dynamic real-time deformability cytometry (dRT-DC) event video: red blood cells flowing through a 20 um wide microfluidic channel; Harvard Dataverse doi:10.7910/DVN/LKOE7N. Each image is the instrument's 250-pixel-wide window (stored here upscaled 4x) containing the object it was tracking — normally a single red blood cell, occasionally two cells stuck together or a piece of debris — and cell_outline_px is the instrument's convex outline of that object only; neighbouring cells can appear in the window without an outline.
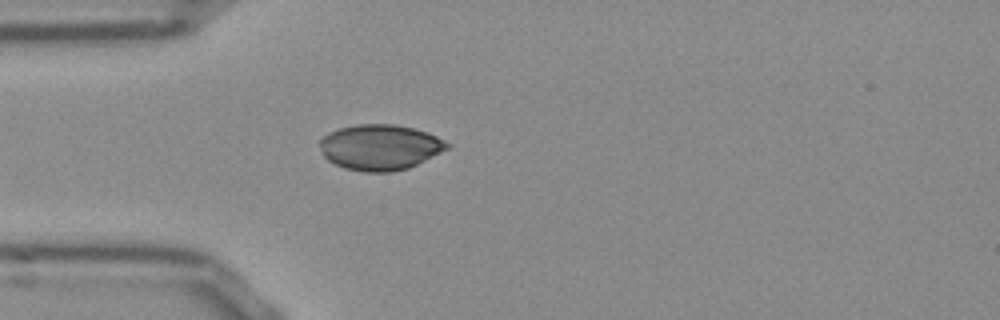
{"species": "Egyptian fruit bat (a non-hibernating species)", "species_latin": "Rousettus aegyptiacus", "temperature_condition": "room temperature", "stored_images_in_passage": 39, "camera_frame_rate_fps": 3000, "um_per_image_px": 0.085, "frame": {"image": 1, "passage_image": 1, "time_ms": 0.0, "image_size_px": [1000, 320], "cell_outline_px": [[452, 144], [448, 148], [408, 168], [392, 172], [364, 172], [344, 168], [328, 160], [324, 156], [320, 148], [320, 140], [328, 132], [340, 128], [356, 124], [392, 124], [412, 128], [428, 132]], "centroid_in_image_um": [32.29, 12.51], "position_along_channel_um": 52.7, "area_um2": 33.7}}
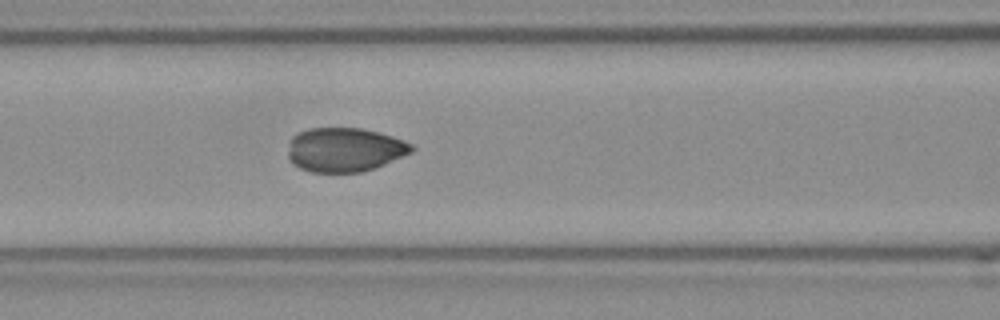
{"frame": {"image": 2, "passage_image": 8, "time_ms": 2.333, "image_size_px": [1000, 320], "cell_outline_px": [[416, 148], [412, 152], [376, 168], [360, 172], [312, 172], [300, 168], [292, 164], [288, 156], [288, 152], [292, 136], [300, 132], [312, 128], [360, 128], [392, 136], [404, 140], [412, 144]], "centroid_in_image_um": [29.31, 12.73], "position_along_channel_um": 137.3, "area_um2": 31.73}}
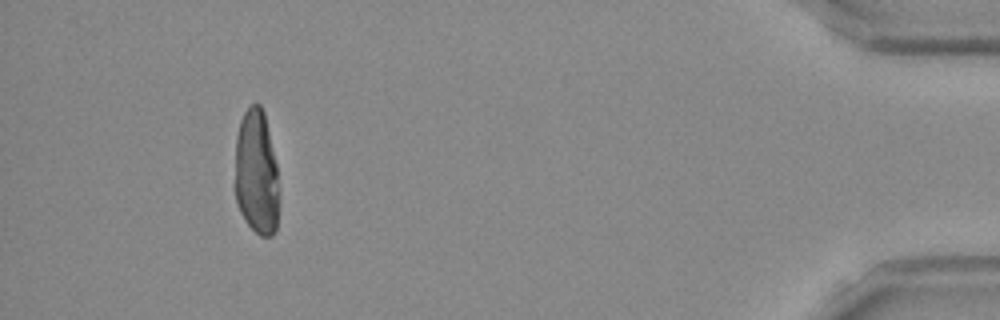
{"frame": {"image": 3, "passage_image": 35, "time_ms": 11.333, "image_size_px": [1000, 320], "cell_outline_px": [[276, 232], [272, 236], [260, 236], [248, 224], [240, 212], [236, 200], [236, 136], [240, 120], [244, 112], [252, 104], [260, 104], [264, 112], [276, 164]], "centroid_in_image_um": [21.77, 14.65], "position_along_channel_um": 413.4, "area_um2": 31.33}}